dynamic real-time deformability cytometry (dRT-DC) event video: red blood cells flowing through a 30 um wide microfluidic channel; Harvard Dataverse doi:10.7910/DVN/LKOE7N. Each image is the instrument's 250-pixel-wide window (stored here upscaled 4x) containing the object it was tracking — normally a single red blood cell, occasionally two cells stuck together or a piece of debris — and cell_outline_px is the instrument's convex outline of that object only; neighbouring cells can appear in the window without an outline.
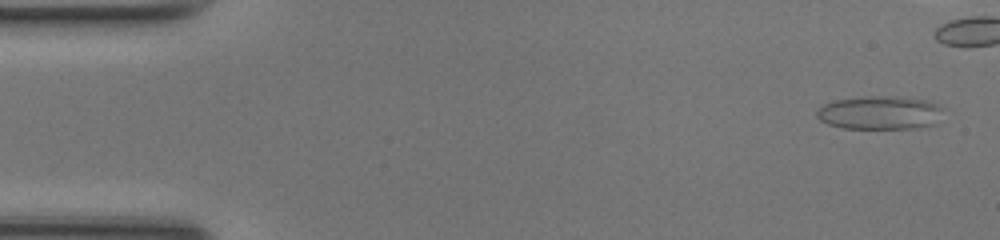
{"species": "common noctule bat (a hibernating species)", "species_latin": "Nyctalus noctula", "temperature_condition": "room temperature", "stored_images_in_passage": 38, "camera_frame_rate_fps": 3000, "um_per_image_px": 0.085, "animal": {"sex": "female", "body_mass_g": 17.0, "forearm_length_mm": 48.0}, "frame": {"image": 1, "passage_image": 2, "time_ms": 0.333, "image_size_px": [1000, 240], "cell_outline_px": [[944, 108], [932, 124], [916, 128], [844, 128], [828, 124], [820, 120], [816, 116], [816, 112], [824, 104], [836, 100], [860, 96], [908, 96], [928, 100], [940, 104]], "centroid_in_image_um": [74.79, 9.55], "position_along_channel_um": 10.2, "area_um2": 24.8}}
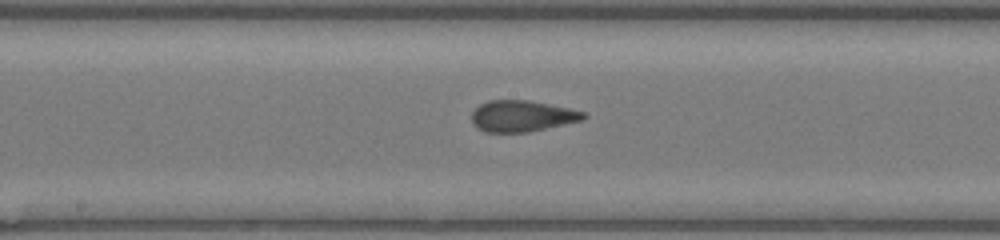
{"frame": {"image": 2, "passage_image": 25, "time_ms": 8.0, "image_size_px": [1000, 240], "cell_outline_px": [[588, 116], [584, 120], [528, 132], [484, 132], [476, 128], [472, 124], [472, 112], [480, 104], [488, 100], [528, 100], [568, 108], [584, 112]], "centroid_in_image_um": [44.35, 9.87], "position_along_channel_um": 203.8, "area_um2": 20.4}}
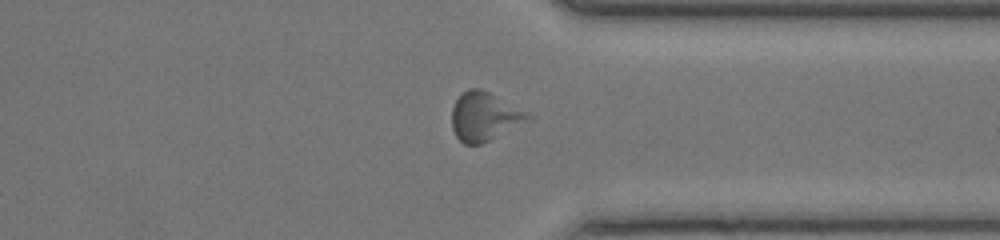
{"frame": {"image": 3, "passage_image": 37, "time_ms": 12.0, "image_size_px": [1000, 240], "cell_outline_px": [[536, 116], [532, 120], [480, 144], [464, 144], [456, 136], [452, 128], [452, 108], [456, 100], [468, 88], [480, 88]], "centroid_in_image_um": [41.21, 9.91], "position_along_channel_um": 370.2, "area_um2": 21.5}}